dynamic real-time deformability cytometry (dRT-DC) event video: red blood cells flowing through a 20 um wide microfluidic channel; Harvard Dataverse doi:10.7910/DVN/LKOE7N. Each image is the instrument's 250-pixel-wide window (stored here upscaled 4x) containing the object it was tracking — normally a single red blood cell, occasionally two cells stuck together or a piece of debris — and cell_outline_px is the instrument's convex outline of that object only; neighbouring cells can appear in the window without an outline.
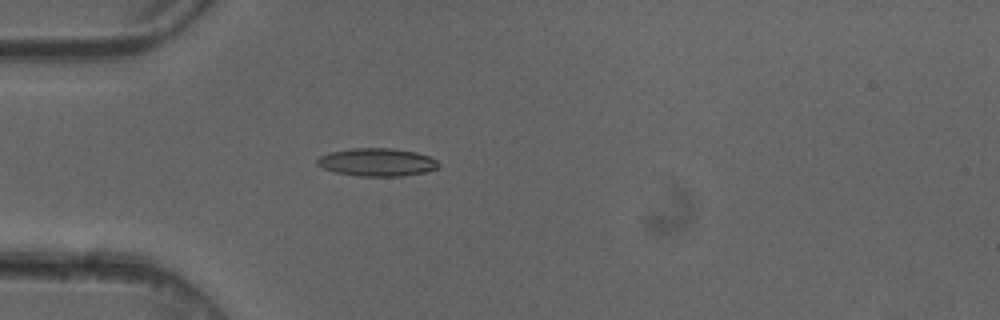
{"species": "common noctule bat (a hibernating species)", "species_latin": "Nyctalus noctula", "temperature_condition": "cold", "stored_images_in_passage": 3, "camera_frame_rate_fps": 3000, "um_per_image_px": 0.085, "animal": {"sex": "female"}, "frame": {"image": 1, "passage_image": 3, "time_ms": 0.667, "image_size_px": [1000, 320], "cell_outline_px": [[440, 168], [424, 172], [404, 176], [356, 176], [336, 172], [324, 168], [316, 164], [316, 160], [320, 156], [328, 152], [352, 148], [392, 148], [416, 152], [428, 156], [436, 160], [440, 164]], "centroid_in_image_um": [32.05, 13.78], "position_along_channel_um": 53.0, "area_um2": 19.88}}